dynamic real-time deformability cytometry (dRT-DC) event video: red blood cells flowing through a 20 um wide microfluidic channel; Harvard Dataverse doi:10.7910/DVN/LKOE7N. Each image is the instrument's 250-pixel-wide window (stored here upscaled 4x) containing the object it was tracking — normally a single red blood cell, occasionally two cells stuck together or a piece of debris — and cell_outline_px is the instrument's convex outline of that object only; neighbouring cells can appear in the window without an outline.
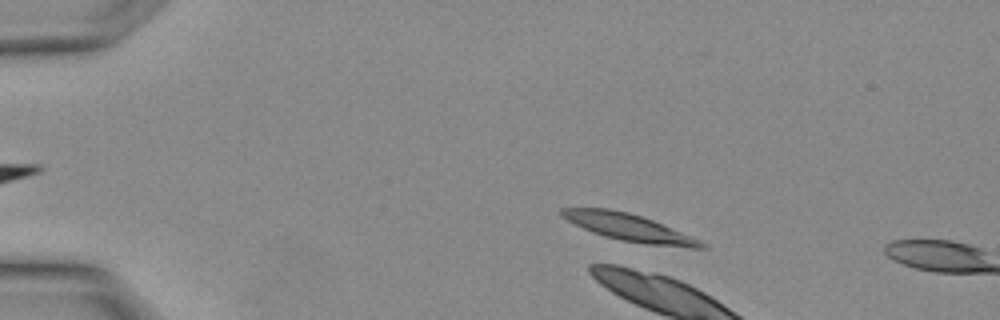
{"species": "Egyptian fruit bat (a non-hibernating species)", "species_latin": "Rousettus aegyptiacus", "temperature_condition": "warm", "stored_images_in_passage": 7, "camera_frame_rate_fps": 3000, "um_per_image_px": 0.085, "animal": {"sex": "female"}, "frame": {"image": 1, "passage_image": 6, "time_ms": 1.667, "image_size_px": [1000, 320], "cell_outline_px": [[708, 248], [688, 248], [648, 244], [620, 240], [604, 236], [592, 232], [560, 216], [560, 208], [608, 208], [628, 212], [652, 220], [700, 240], [708, 244]], "centroid_in_image_um": [53.48, 19.34], "position_along_channel_um": 31.5, "area_um2": 21.79}}